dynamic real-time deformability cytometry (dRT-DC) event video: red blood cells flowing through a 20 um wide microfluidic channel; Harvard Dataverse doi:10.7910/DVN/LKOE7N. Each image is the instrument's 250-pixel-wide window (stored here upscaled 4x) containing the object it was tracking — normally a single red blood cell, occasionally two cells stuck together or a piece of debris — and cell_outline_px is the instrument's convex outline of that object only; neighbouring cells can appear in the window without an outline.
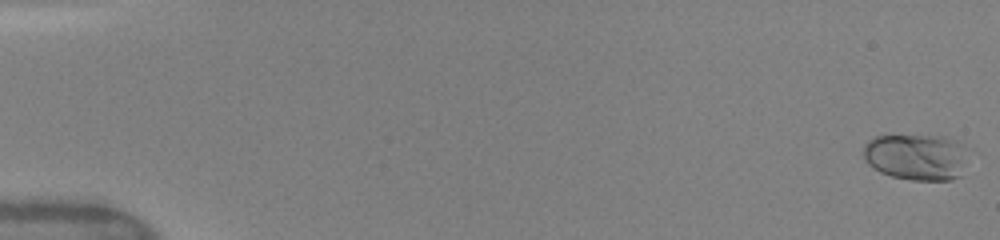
{"species": "human", "species_latin": "Homo sapiens", "temperature_condition": "warm", "stored_images_in_passage": 38, "camera_frame_rate_fps": 3000, "um_per_image_px": 0.085, "donor": {"sex": "female"}, "frame": {"image": 1, "passage_image": 1, "time_ms": 0.0, "image_size_px": [1000, 240], "cell_outline_px": [[964, 144], [960, 176], [952, 180], [912, 180], [892, 176], [880, 172], [872, 168], [864, 160], [864, 144], [868, 140], [876, 136], [944, 136], [960, 140]], "centroid_in_image_um": [77.83, 13.33], "position_along_channel_um": 7.2, "area_um2": 28.09}}
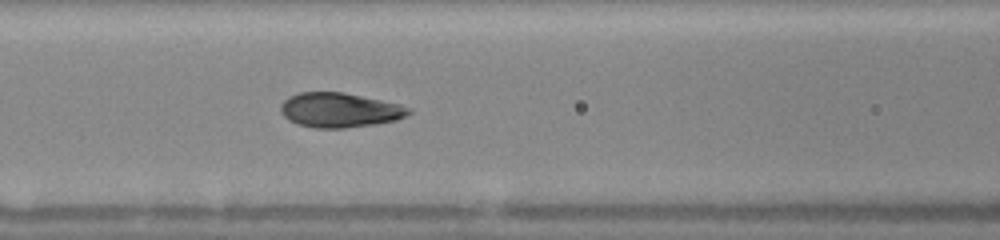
{"frame": {"image": 2, "passage_image": 25, "time_ms": 7.333, "image_size_px": [1000, 240], "cell_outline_px": [[412, 112], [396, 120], [372, 124], [344, 128], [312, 128], [296, 124], [288, 120], [280, 112], [280, 104], [288, 96], [300, 92], [344, 92], [400, 104], [412, 108]], "centroid_in_image_um": [28.83, 9.35], "position_along_channel_um": 137.8, "area_um2": 25.95}}
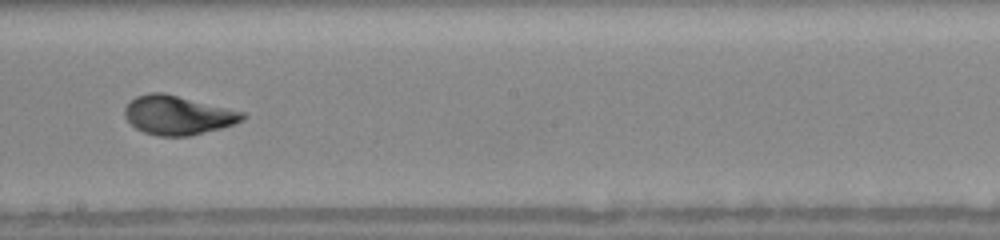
{"frame": {"image": 3, "passage_image": 32, "time_ms": 9.667, "image_size_px": [1000, 240], "cell_outline_px": [[248, 116], [244, 120], [220, 128], [188, 136], [156, 136], [144, 132], [136, 128], [124, 116], [124, 108], [128, 100], [136, 96], [148, 92], [164, 92], [244, 112]], "centroid_in_image_um": [15.08, 9.77], "position_along_channel_um": 233.1, "area_um2": 26.88}}